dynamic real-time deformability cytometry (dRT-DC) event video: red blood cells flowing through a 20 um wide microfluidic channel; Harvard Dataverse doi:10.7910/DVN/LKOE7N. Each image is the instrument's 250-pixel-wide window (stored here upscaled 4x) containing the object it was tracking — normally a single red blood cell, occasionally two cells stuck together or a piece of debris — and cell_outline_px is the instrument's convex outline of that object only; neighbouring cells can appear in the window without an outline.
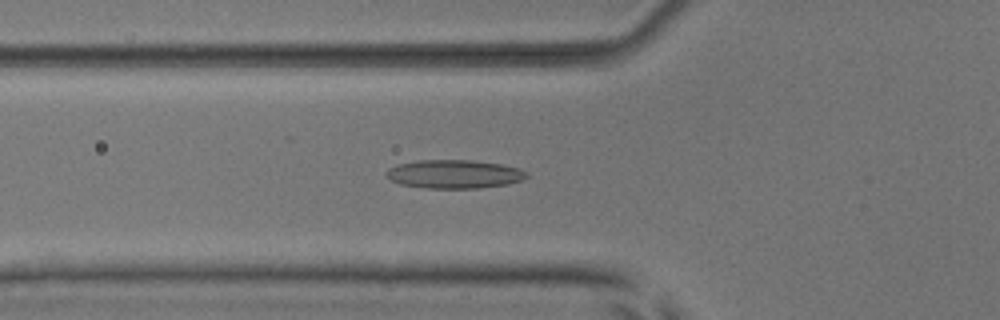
{"species": "common noctule bat (a hibernating species)", "species_latin": "Nyctalus noctula", "temperature_condition": "room temperature", "stored_images_in_passage": 37, "camera_frame_rate_fps": 3000, "um_per_image_px": 0.085, "animal": {"sex": "male", "body_mass_g": 17.9, "forearm_length_mm": 54.2}, "frame": {"image": 1, "passage_image": 4, "time_ms": 1.0, "image_size_px": [1000, 320], "cell_outline_px": [[528, 176], [524, 180], [508, 184], [480, 188], [428, 188], [400, 184], [392, 180], [388, 176], [388, 168], [396, 164], [416, 160], [472, 160], [500, 164], [520, 168], [528, 172]], "centroid_in_image_um": [38.66, 14.79], "position_along_channel_um": 87.1, "area_um2": 23.41}}
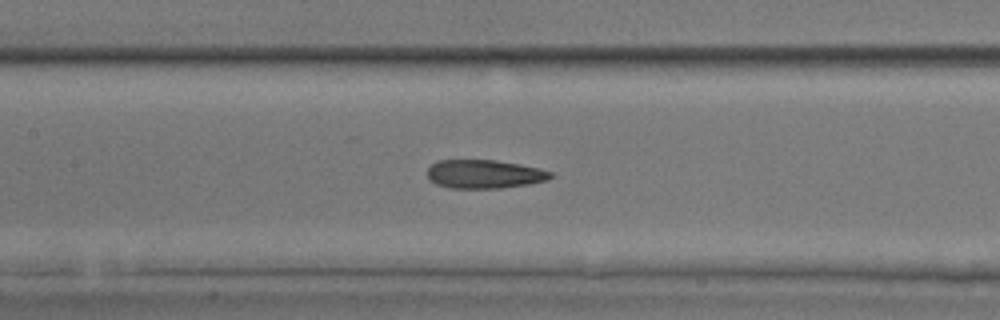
{"frame": {"image": 2, "passage_image": 10, "time_ms": 3.0, "image_size_px": [1000, 320], "cell_outline_px": [[552, 176], [548, 180], [528, 184], [500, 188], [448, 188], [436, 184], [428, 180], [428, 168], [432, 164], [440, 160], [496, 160], [540, 168], [552, 172]], "centroid_in_image_um": [41.16, 14.8], "position_along_channel_um": 166.2, "area_um2": 20.58}}
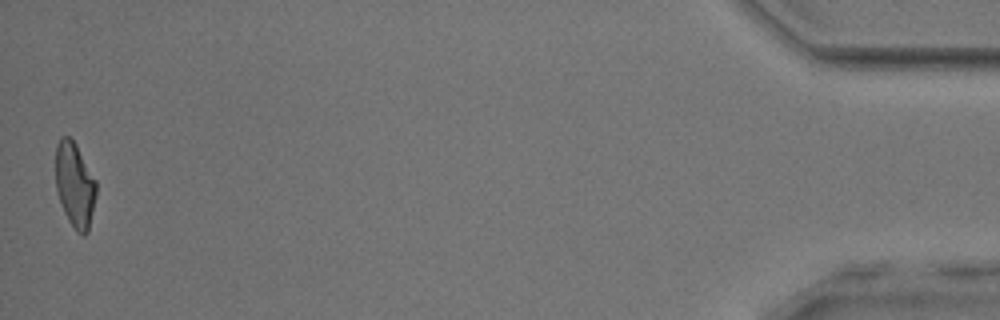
{"frame": {"image": 3, "passage_image": 37, "time_ms": 12.0, "image_size_px": [1000, 320], "cell_outline_px": [[96, 196], [88, 232], [84, 236], [76, 232], [68, 220], [64, 212], [56, 188], [56, 144], [60, 136], [68, 136], [76, 144], [96, 180]], "centroid_in_image_um": [6.36, 15.72], "position_along_channel_um": 428.8, "area_um2": 20.11}, "authors_computed_cell_mechanics": {"area_um2": 21.097, "velocity_mm_per_s": 3.9347, "shape_relaxation_time_tau1_ms": null, "shape_relaxation_time_tau2_ms": 2.8271, "deformation_change_tau1": null, "deformation_change_tau2": 0.1225}}